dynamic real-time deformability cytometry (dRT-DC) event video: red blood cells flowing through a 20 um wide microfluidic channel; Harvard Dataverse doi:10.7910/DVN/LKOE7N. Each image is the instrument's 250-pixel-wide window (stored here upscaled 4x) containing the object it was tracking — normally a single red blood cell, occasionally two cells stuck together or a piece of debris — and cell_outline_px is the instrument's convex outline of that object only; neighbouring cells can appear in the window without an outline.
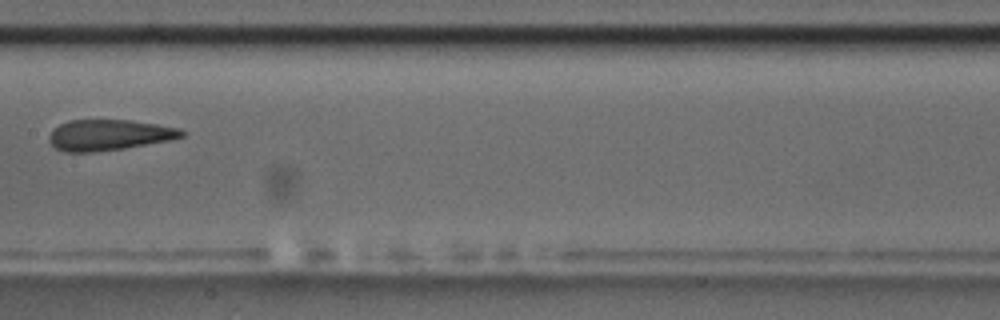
{"species": "common noctule bat (a hibernating species)", "species_latin": "Nyctalus noctula", "temperature_condition": "room temperature", "stored_images_in_passage": 8, "camera_frame_rate_fps": 3000, "um_per_image_px": 0.085, "animal": {"sex": "male", "body_mass_g": 17.5, "forearm_length_mm": 52.3}, "frame": {"image": 1, "passage_image": 8, "time_ms": 2.333, "image_size_px": [1000, 320], "cell_outline_px": [[188, 132], [184, 136], [172, 140], [124, 148], [92, 152], [64, 152], [56, 148], [48, 140], [48, 136], [60, 124], [68, 120], [132, 120], [180, 128]], "centroid_in_image_um": [9.31, 11.47], "position_along_channel_um": 198.1, "area_um2": 23.87}}